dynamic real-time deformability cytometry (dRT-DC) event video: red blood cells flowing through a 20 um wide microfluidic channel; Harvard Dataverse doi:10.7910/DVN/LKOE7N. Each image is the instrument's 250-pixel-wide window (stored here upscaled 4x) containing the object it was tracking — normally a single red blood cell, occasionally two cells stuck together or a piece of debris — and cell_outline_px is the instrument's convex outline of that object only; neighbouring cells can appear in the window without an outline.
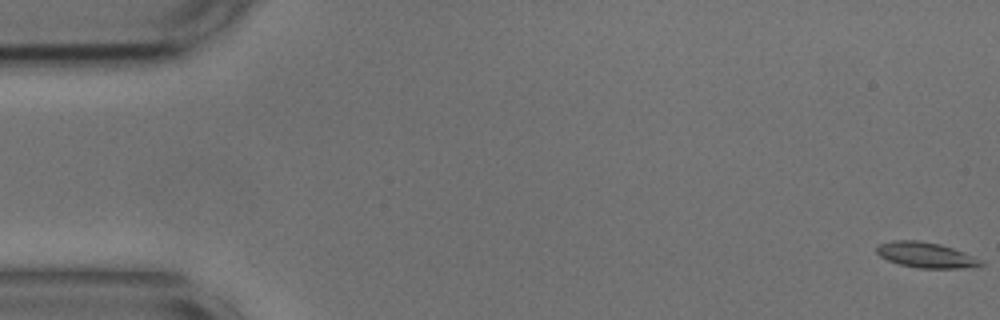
{"species": "common noctule bat (a hibernating species)", "species_latin": "Nyctalus noctula", "temperature_condition": "cold", "stored_images_in_passage": 7, "camera_frame_rate_fps": 3000, "um_per_image_px": 0.085, "animal": {"sex": "male", "body_mass_g": 17.9, "forearm_length_mm": 54.2}, "frame": {"image": 1, "passage_image": 1, "time_ms": 0.0, "image_size_px": [1000, 320], "cell_outline_px": [[984, 264], [964, 268], [920, 268], [900, 264], [888, 260], [880, 256], [876, 252], [876, 248], [880, 244], [892, 240], [920, 240], [940, 244], [964, 252], [984, 260]], "centroid_in_image_um": [78.71, 21.67], "position_along_channel_um": 6.3, "area_um2": 15.43}}